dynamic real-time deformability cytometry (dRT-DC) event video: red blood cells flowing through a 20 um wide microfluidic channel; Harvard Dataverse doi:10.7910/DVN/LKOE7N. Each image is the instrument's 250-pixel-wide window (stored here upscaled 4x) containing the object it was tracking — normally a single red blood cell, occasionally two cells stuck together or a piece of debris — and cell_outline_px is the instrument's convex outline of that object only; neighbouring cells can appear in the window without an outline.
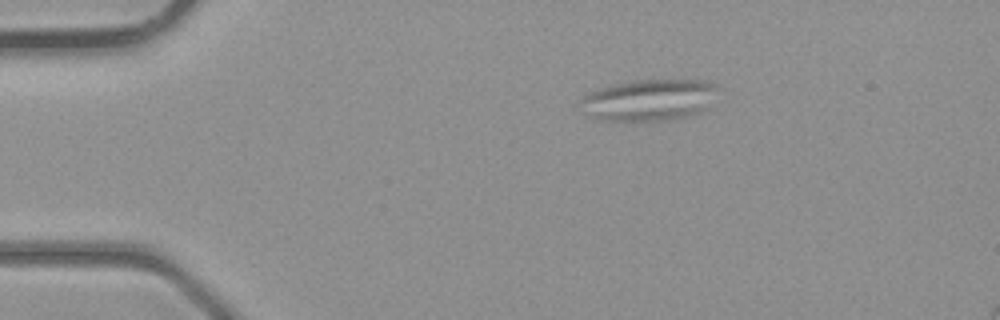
{"species": "common noctule bat (a hibernating species)", "species_latin": "Nyctalus noctula", "temperature_condition": "room temperature", "stored_images_in_passage": 4, "camera_frame_rate_fps": 3000, "um_per_image_px": 0.085, "animal": {"sex": "male", "body_mass_g": 23.1, "forearm_length_mm": 52.7}, "frame": {"image": 1, "passage_image": 2, "time_ms": 1.0, "image_size_px": [1000, 320], "cell_outline_px": [[716, 88], [704, 108], [700, 112], [676, 120], [600, 120], [584, 112], [580, 100], [584, 96], [600, 88], [616, 84], [636, 80], [708, 80]], "centroid_in_image_um": [55.14, 8.5], "position_along_channel_um": 29.9, "area_um2": 32.43}}